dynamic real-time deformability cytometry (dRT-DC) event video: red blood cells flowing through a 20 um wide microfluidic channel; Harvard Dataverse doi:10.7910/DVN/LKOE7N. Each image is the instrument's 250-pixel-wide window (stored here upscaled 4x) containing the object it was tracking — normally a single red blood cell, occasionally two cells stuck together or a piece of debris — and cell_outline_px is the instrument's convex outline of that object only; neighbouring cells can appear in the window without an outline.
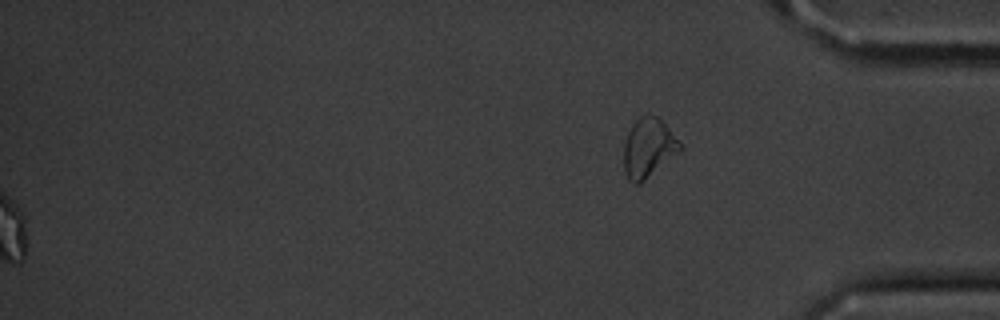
{"species": "common noctule bat (a hibernating species)", "species_latin": "Nyctalus noctula", "temperature_condition": "cold", "stored_images_in_passage": 58, "segment_of_instrument_passage": [2, 2], "camera_frame_rate_fps": 3000, "um_per_image_px": 0.085, "animal": {"sex": "male", "body_mass_g": 20.1, "forearm_length_mm": 53.5}, "frame": {"image": 1, "passage_image": 58, "time_ms": 19.0, "image_size_px": [1000, 320], "cell_outline_px": [[684, 148], [680, 152], [640, 184], [632, 184], [628, 180], [624, 172], [624, 144], [628, 132], [632, 124], [640, 116], [656, 116], [684, 144]], "centroid_in_image_um": [55.13, 12.61], "position_along_channel_um": 380.1, "area_um2": 19.54}}